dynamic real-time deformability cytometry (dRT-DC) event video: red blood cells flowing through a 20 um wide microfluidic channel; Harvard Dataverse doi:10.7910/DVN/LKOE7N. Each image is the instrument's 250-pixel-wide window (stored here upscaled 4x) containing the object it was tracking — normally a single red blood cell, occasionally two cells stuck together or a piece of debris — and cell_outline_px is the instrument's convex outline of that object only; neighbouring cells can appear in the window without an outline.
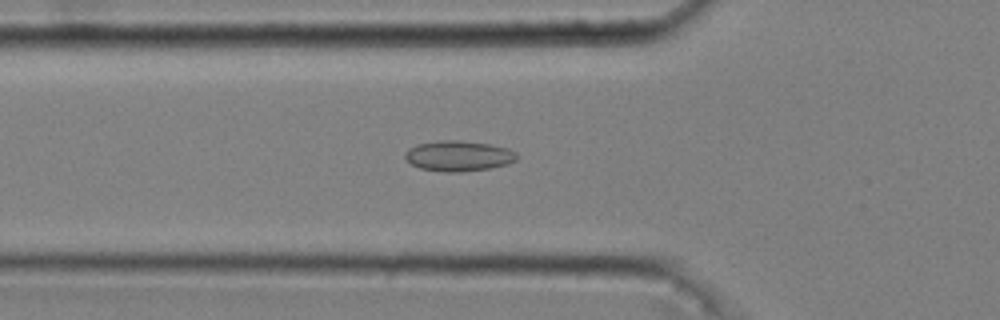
{"species": "common noctule bat (a hibernating species)", "species_latin": "Nyctalus noctula", "temperature_condition": "cold", "stored_images_in_passage": 51, "camera_frame_rate_fps": 3000, "um_per_image_px": 0.085, "animal": {"sex": "male", "body_mass_g": 20.4}, "frame": {"image": 1, "passage_image": 18, "time_ms": 5.667, "image_size_px": [1000, 320], "cell_outline_px": [[516, 160], [508, 164], [492, 168], [460, 172], [448, 172], [420, 168], [412, 164], [404, 156], [408, 148], [416, 144], [444, 140], [460, 140], [488, 144], [508, 148], [516, 152]], "centroid_in_image_um": [38.99, 13.25], "position_along_channel_um": 86.8, "area_um2": 19.77}}
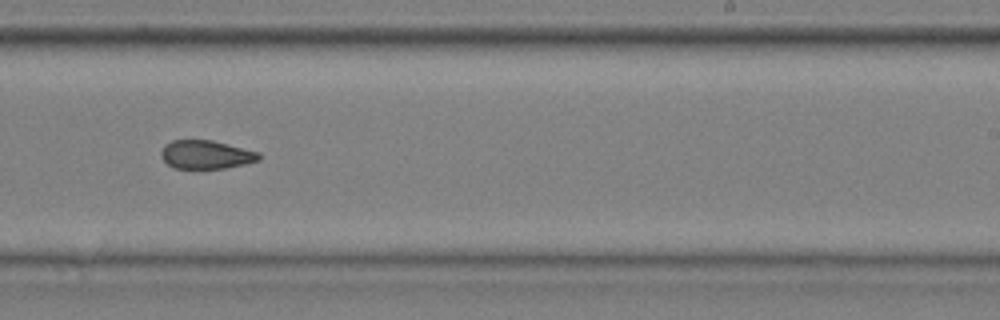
{"frame": {"image": 2, "passage_image": 33, "time_ms": 10.667, "image_size_px": [1000, 320], "cell_outline_px": [[260, 160], [244, 164], [224, 168], [172, 168], [160, 156], [160, 152], [164, 144], [172, 140], [212, 140], [260, 152]], "centroid_in_image_um": [17.49, 13.13], "position_along_channel_um": 271.5, "area_um2": 16.3}}
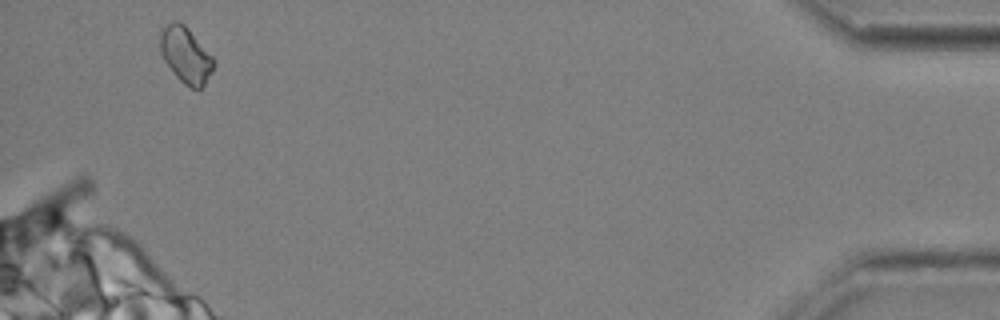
{"frame": {"image": 3, "passage_image": 50, "time_ms": 16.333, "image_size_px": [1000, 320], "cell_outline_px": [[216, 64], [212, 72], [204, 84], [200, 88], [192, 88], [184, 84], [176, 76], [164, 60], [160, 52], [160, 32], [172, 20], [176, 20], [184, 24], [188, 28], [216, 60]], "centroid_in_image_um": [15.8, 4.67], "position_along_channel_um": 419.4, "area_um2": 17.4}, "authors_computed_cell_mechanics": {"area_um2": 17.3978, "velocity_mm_per_s": 3.6868, "shape_relaxation_time_tau1_ms": null, "shape_relaxation_time_tau2_ms": 3.099, "deformation_change_tau1": null, "deformation_change_tau2": 0.0942}}